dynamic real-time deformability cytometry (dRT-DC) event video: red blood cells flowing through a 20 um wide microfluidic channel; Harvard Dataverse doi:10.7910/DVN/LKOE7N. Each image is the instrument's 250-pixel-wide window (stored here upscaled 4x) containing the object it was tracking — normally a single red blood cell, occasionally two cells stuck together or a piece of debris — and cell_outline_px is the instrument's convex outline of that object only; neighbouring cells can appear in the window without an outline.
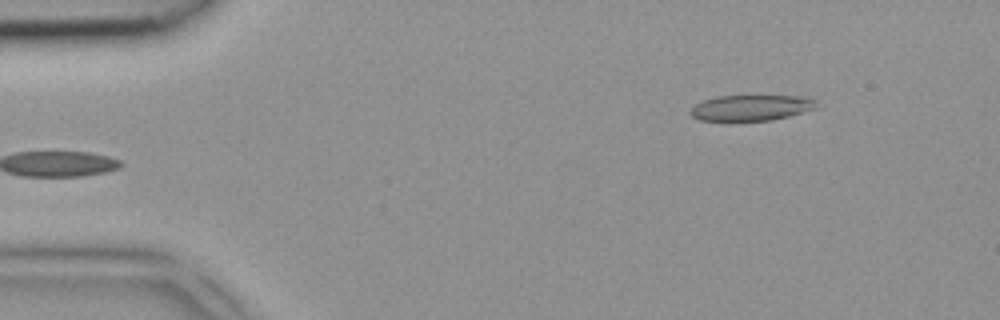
{"species": "common noctule bat (a hibernating species)", "species_latin": "Nyctalus noctula", "temperature_condition": "room temperature", "stored_images_in_passage": 3, "camera_frame_rate_fps": 3000, "um_per_image_px": 0.085, "animal": {"sex": "female", "body_mass_g": 18.4}, "frame": {"image": 1, "passage_image": 3, "time_ms": 0.667, "image_size_px": [1000, 320], "cell_outline_px": [[816, 108], [788, 116], [772, 120], [700, 120], [692, 116], [688, 112], [696, 104], [704, 100], [716, 96], [800, 96], [816, 100]], "centroid_in_image_um": [63.83, 9.15], "position_along_channel_um": 21.2, "area_um2": 18.61}}